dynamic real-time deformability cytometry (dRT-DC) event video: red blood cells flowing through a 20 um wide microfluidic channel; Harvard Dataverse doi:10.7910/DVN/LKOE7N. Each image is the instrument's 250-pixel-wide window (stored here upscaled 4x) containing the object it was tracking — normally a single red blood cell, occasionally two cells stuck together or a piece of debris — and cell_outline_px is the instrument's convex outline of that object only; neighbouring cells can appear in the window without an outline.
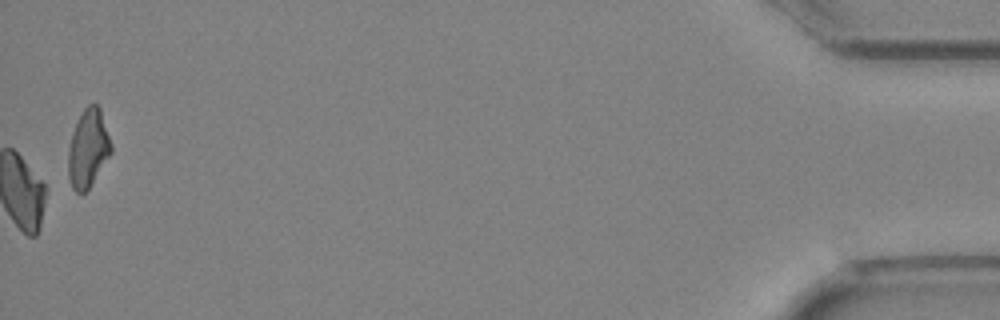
{"species": "Egyptian fruit bat (a non-hibernating species)", "species_latin": "Rousettus aegyptiacus", "temperature_condition": "cold", "stored_images_in_passage": 38, "camera_frame_rate_fps": 3000, "um_per_image_px": 0.085, "animal": {"sex": "female"}, "frame": {"image": 1, "passage_image": 38, "time_ms": 12.333, "image_size_px": [1000, 320], "cell_outline_px": [[112, 152], [88, 188], [84, 192], [76, 192], [72, 188], [68, 176], [68, 152], [72, 132], [84, 108], [88, 104], [96, 104], [100, 108], [112, 144]], "centroid_in_image_um": [7.49, 12.6], "position_along_channel_um": 427.7, "area_um2": 19.25}}